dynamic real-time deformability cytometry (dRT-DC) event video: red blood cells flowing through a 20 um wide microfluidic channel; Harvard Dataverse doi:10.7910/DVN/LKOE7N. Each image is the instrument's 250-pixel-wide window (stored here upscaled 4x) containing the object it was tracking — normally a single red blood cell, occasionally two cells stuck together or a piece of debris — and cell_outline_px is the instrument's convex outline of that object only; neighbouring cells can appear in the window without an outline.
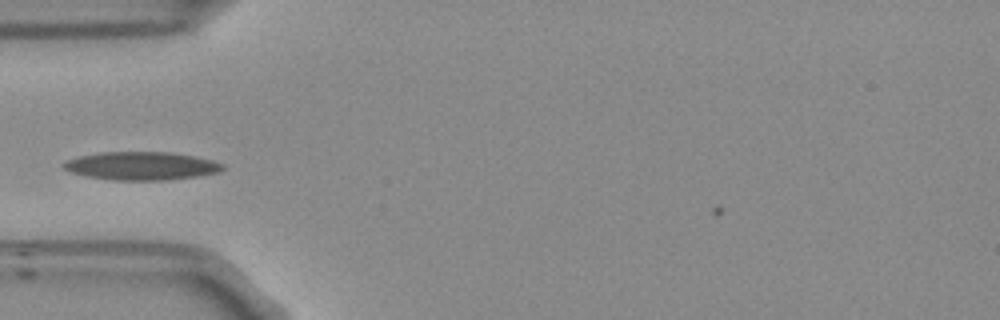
{"species": "Egyptian fruit bat (a non-hibernating species)", "species_latin": "Rousettus aegyptiacus", "temperature_condition": "room temperature", "stored_images_in_passage": 42, "camera_frame_rate_fps": 3000, "um_per_image_px": 0.085, "frame": {"image": 1, "passage_image": 9, "time_ms": 2.667, "image_size_px": [1000, 320], "cell_outline_px": [[224, 168], [220, 172], [200, 176], [168, 180], [112, 180], [88, 176], [68, 172], [60, 164], [64, 160], [76, 156], [100, 152], [172, 152], [212, 160], [224, 164]], "centroid_in_image_um": [11.98, 14.1], "position_along_channel_um": 73.0, "area_um2": 26.47}}
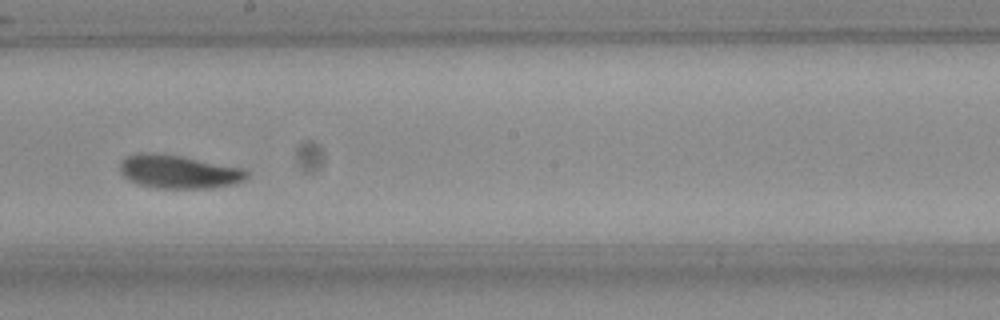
{"frame": {"image": 2, "passage_image": 22, "time_ms": 7.0, "image_size_px": [1000, 320], "cell_outline_px": [[248, 176], [244, 180], [232, 184], [212, 188], [156, 188], [136, 184], [124, 176], [120, 172], [120, 160], [124, 156], [140, 152], [180, 156], [244, 168], [248, 172]], "centroid_in_image_um": [15.15, 14.6], "position_along_channel_um": 233.0, "area_um2": 24.68}}
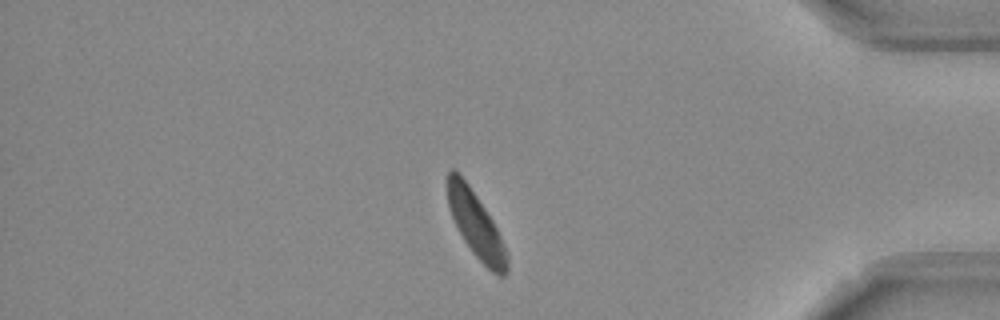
{"frame": {"image": 3, "passage_image": 38, "time_ms": 12.333, "image_size_px": [1000, 320], "cell_outline_px": [[508, 272], [504, 276], [496, 276], [472, 252], [464, 240], [452, 216], [448, 204], [444, 184], [448, 172], [452, 168], [468, 184], [492, 220], [504, 244], [508, 256]], "centroid_in_image_um": [40.44, 19.11], "position_along_channel_um": 394.8, "area_um2": 22.54}, "authors_computed_cell_mechanics": {"area_um2": 23.6113, "velocity_mm_per_s": 3.6783, "shape_relaxation_time_tau1_ms": 3.0339, "shape_relaxation_time_tau2_ms": 2.3952, "deformation_change_tau1": 0.1166, "deformation_change_tau2": 0.0838}}